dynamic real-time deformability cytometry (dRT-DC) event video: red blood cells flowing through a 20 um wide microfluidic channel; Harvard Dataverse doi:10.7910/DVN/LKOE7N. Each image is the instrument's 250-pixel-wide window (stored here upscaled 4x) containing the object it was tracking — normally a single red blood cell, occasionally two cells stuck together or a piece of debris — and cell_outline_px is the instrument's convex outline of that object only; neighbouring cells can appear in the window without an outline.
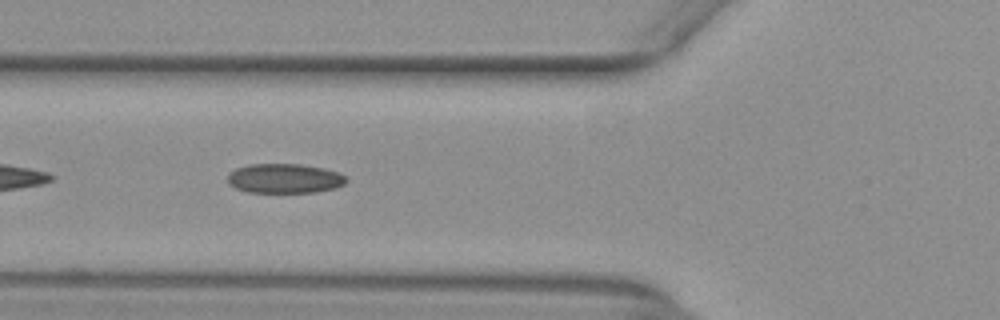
{"species": "common noctule bat (a hibernating species)", "species_latin": "Nyctalus noctula", "temperature_condition": "warm", "stored_images_in_passage": 37, "camera_frame_rate_fps": 3000, "um_per_image_px": 0.085, "animal": {"sex": "female", "body_mass_g": 29.2, "forearm_length_mm": 56.3}, "frame": {"image": 1, "passage_image": 5, "time_ms": 1.333, "image_size_px": [1000, 320], "cell_outline_px": [[348, 180], [344, 184], [336, 188], [316, 192], [248, 192], [236, 188], [228, 184], [228, 172], [236, 168], [248, 164], [300, 164], [324, 168], [336, 172], [344, 176]], "centroid_in_image_um": [24.16, 15.16], "position_along_channel_um": 101.6, "area_um2": 20.46}}
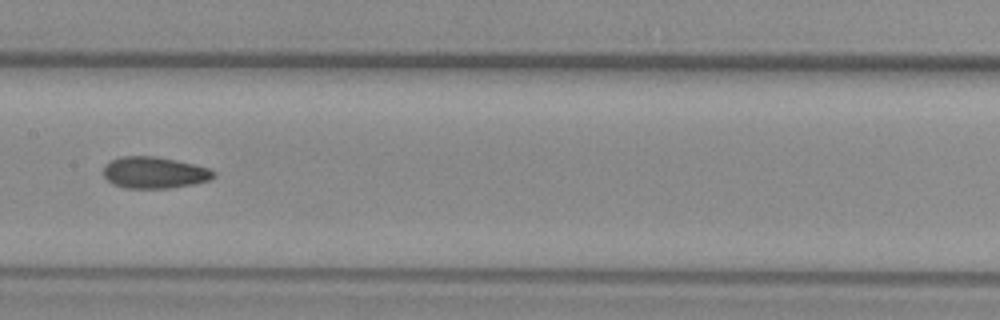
{"frame": {"image": 2, "passage_image": 12, "time_ms": 3.667, "image_size_px": [1000, 320], "cell_outline_px": [[216, 176], [208, 180], [192, 184], [168, 188], [124, 188], [112, 184], [104, 176], [104, 164], [120, 156], [156, 156], [176, 160], [212, 168], [216, 172]], "centroid_in_image_um": [13.13, 14.66], "position_along_channel_um": 194.3, "area_um2": 20.4}}
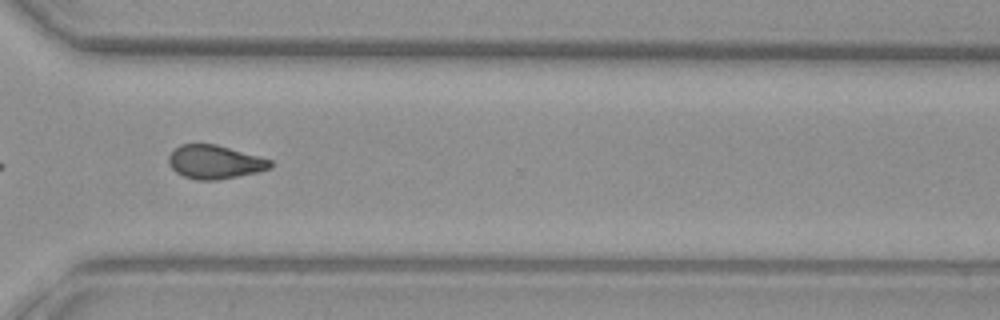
{"frame": {"image": 3, "passage_image": 24, "time_ms": 7.667, "image_size_px": [1000, 320], "cell_outline_px": [[272, 168], [256, 172], [216, 180], [196, 180], [184, 176], [176, 172], [168, 164], [168, 156], [180, 144], [216, 144], [272, 160]], "centroid_in_image_um": [18.24, 13.77], "position_along_channel_um": 352.4, "area_um2": 19.77}, "authors_computed_cell_mechanics": {"area_um2": 20.1722, "velocity_mm_per_s": 3.9558, "shape_relaxation_time_tau1_ms": null, "shape_relaxation_time_tau2_ms": 2.7001, "deformation_change_tau1": null, "deformation_change_tau2": 0.0883}}